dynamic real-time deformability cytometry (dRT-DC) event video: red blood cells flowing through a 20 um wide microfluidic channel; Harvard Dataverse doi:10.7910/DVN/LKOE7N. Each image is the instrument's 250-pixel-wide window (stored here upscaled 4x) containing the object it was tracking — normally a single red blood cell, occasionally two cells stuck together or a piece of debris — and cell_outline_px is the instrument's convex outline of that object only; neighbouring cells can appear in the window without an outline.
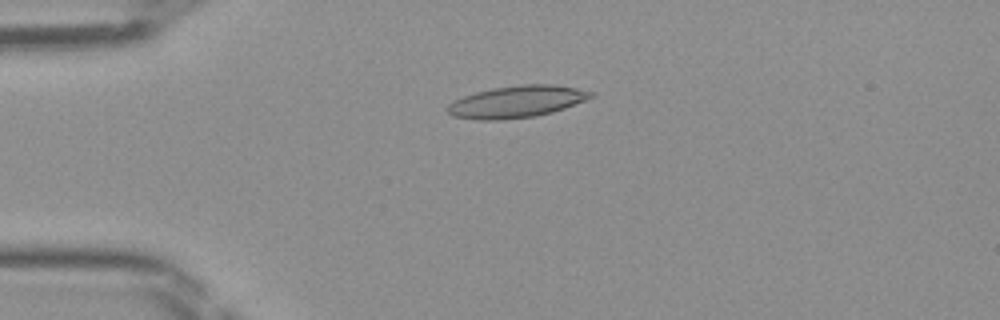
{"species": "Egyptian fruit bat (a non-hibernating species)", "species_latin": "Rousettus aegyptiacus", "temperature_condition": "room temperature", "stored_images_in_passage": 46, "camera_frame_rate_fps": 3000, "um_per_image_px": 0.085, "frame": {"image": 1, "passage_image": 11, "time_ms": 3.333, "image_size_px": [1000, 320], "cell_outline_px": [[596, 96], [564, 108], [552, 112], [536, 116], [504, 120], [476, 120], [452, 116], [444, 108], [448, 104], [464, 96], [476, 92], [492, 88], [520, 84], [552, 84], [576, 88], [596, 92]], "centroid_in_image_um": [43.92, 8.65], "position_along_channel_um": 41.1, "area_um2": 26.88}}
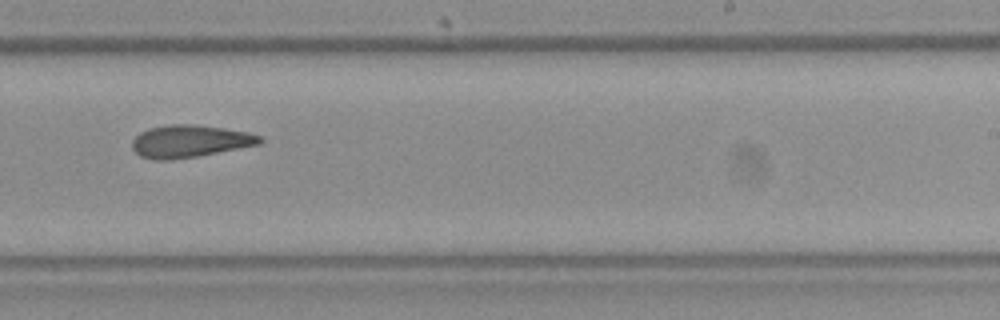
{"frame": {"image": 2, "passage_image": 29, "time_ms": 9.333, "image_size_px": [1000, 320], "cell_outline_px": [[264, 140], [260, 144], [196, 156], [172, 160], [152, 160], [140, 156], [132, 148], [132, 140], [140, 132], [148, 128], [172, 124], [192, 124], [224, 128], [248, 132], [260, 136]], "centroid_in_image_um": [16.1, 12.0], "position_along_channel_um": 272.9, "area_um2": 24.04}}
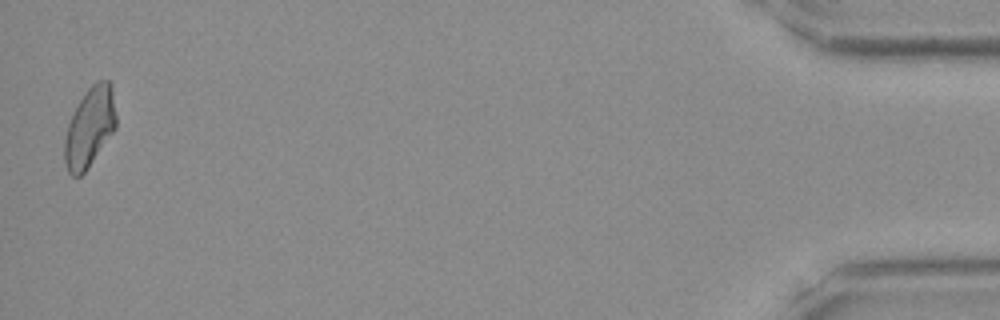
{"frame": {"image": 3, "passage_image": 46, "time_ms": 15.0, "image_size_px": [1000, 320], "cell_outline_px": [[116, 128], [84, 172], [80, 176], [72, 176], [68, 172], [64, 160], [64, 140], [68, 124], [84, 92], [92, 84], [100, 80], [108, 80], [112, 84], [116, 116]], "centroid_in_image_um": [7.63, 10.8], "position_along_channel_um": 427.6, "area_um2": 23.7}}